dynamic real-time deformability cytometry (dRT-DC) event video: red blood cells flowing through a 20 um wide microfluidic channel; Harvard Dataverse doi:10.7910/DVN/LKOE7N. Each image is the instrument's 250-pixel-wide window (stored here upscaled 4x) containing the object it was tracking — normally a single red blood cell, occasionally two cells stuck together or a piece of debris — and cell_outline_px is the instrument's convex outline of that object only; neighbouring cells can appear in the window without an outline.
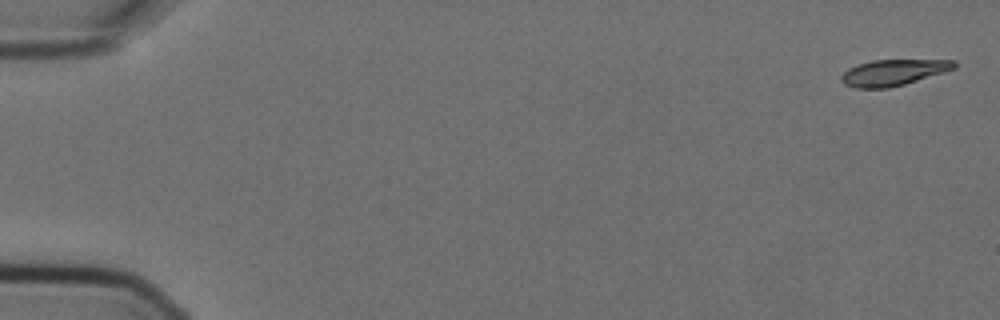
{"species": "Egyptian fruit bat (a non-hibernating species)", "species_latin": "Rousettus aegyptiacus", "temperature_condition": "cold", "stored_images_in_passage": 5, "camera_frame_rate_fps": 3000, "um_per_image_px": 0.085, "animal": {"sex": "female"}, "frame": {"image": 1, "passage_image": 1, "time_ms": 0.0, "image_size_px": [1000, 320], "cell_outline_px": [[956, 68], [944, 72], [904, 84], [888, 88], [856, 88], [844, 84], [840, 80], [840, 76], [848, 68], [856, 64], [872, 60], [956, 60]], "centroid_in_image_um": [75.9, 6.16], "position_along_channel_um": 9.1, "area_um2": 17.17}}
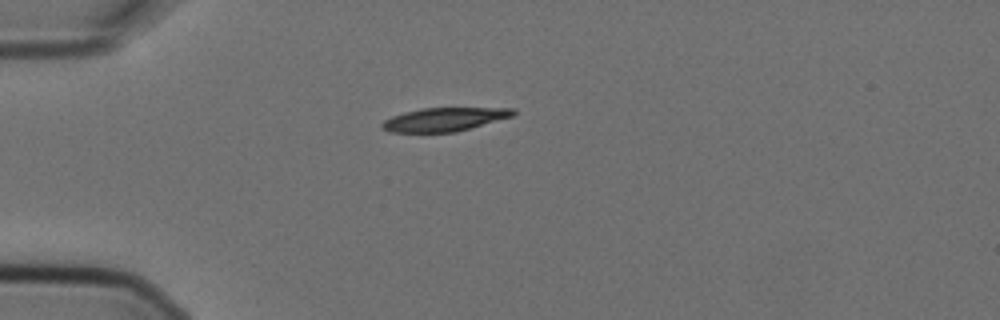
{"frame": {"image": 2, "passage_image": 4, "time_ms": 1.0, "image_size_px": [1000, 320], "cell_outline_px": [[516, 112], [512, 116], [456, 132], [388, 132], [380, 128], [380, 124], [384, 120], [392, 116], [404, 112], [424, 108], [516, 108]], "centroid_in_image_um": [37.73, 10.15], "position_along_channel_um": 47.3, "area_um2": 17.92}}